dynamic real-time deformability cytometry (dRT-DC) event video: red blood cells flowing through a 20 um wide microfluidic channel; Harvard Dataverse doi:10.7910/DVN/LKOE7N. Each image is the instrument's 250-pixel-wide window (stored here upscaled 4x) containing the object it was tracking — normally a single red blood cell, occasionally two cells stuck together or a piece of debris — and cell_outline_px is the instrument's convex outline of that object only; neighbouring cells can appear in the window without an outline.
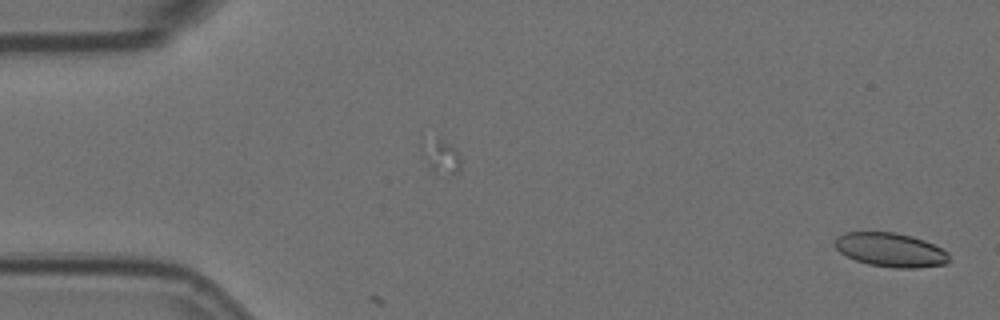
{"species": "Egyptian fruit bat (a non-hibernating species)", "species_latin": "Rousettus aegyptiacus", "temperature_condition": "room temperature", "stored_images_in_passage": 3, "camera_frame_rate_fps": 3000, "um_per_image_px": 0.085, "animal": {"sex": "female"}, "frame": {"image": 1, "passage_image": 1, "time_ms": 0.0, "image_size_px": [1000, 320], "cell_outline_px": [[948, 264], [916, 268], [892, 268], [868, 264], [856, 260], [840, 252], [836, 248], [836, 236], [844, 232], [896, 232], [912, 236], [924, 240], [948, 252]], "centroid_in_image_um": [75.7, 21.24], "position_along_channel_um": 9.3, "area_um2": 22.6}}